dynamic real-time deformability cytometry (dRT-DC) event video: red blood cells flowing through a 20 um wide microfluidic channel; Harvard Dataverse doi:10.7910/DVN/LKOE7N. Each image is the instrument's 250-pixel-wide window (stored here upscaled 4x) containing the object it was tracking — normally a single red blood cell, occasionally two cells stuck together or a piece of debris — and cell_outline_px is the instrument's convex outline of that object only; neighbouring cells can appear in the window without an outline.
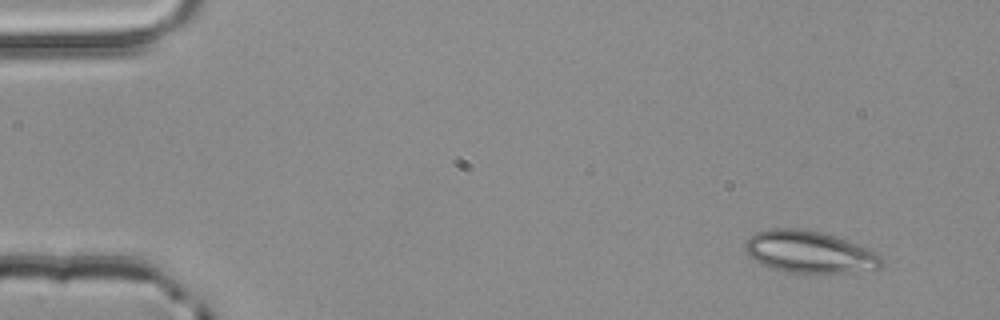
{"species": "common noctule bat (a hibernating species)", "species_latin": "Nyctalus noctula", "temperature_condition": "room temperature", "stored_images_in_passage": 4, "camera_frame_rate_fps": 3000, "um_per_image_px": 0.085, "animal": {"sex": "male", "body_mass_g": 20.4}, "frame": {"image": 1, "passage_image": 1, "time_ms": 0.0, "image_size_px": [1000, 320], "cell_outline_px": [[884, 264], [880, 268], [840, 272], [784, 272], [760, 264], [748, 256], [744, 252], [744, 244], [756, 232], [772, 228], [800, 228], [820, 232], [836, 236], [868, 248], [876, 252], [884, 260]], "centroid_in_image_um": [68.77, 21.4], "position_along_channel_um": 16.2, "area_um2": 33.29}}